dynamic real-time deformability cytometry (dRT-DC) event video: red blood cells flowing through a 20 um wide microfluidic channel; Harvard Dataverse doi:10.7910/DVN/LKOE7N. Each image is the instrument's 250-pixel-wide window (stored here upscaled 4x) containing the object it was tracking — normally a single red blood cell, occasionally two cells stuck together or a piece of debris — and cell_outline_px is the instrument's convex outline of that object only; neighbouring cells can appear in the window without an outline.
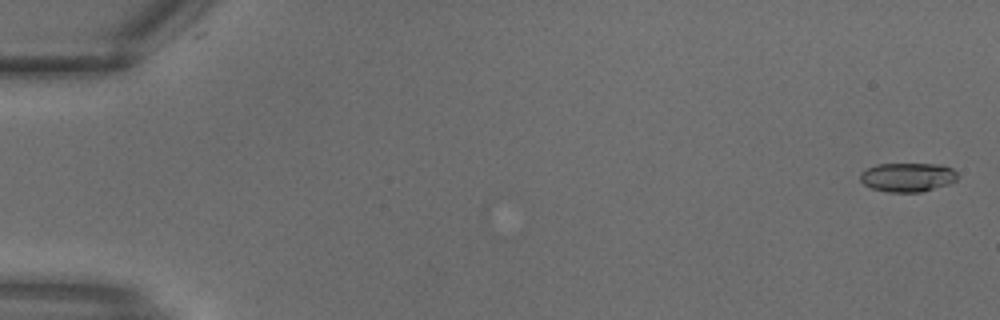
{"species": "common noctule bat (a hibernating species)", "species_latin": "Nyctalus noctula", "temperature_condition": "warm", "stored_images_in_passage": 19, "camera_frame_rate_fps": 3000, "um_per_image_px": 0.085, "animal": {"sex": "male", "body_mass_g": 18.8}, "frame": {"image": 1, "passage_image": 1, "time_ms": 0.0, "image_size_px": [1000, 320], "cell_outline_px": [[956, 180], [948, 184], [920, 192], [888, 192], [872, 188], [864, 184], [860, 180], [860, 172], [876, 164], [940, 164], [952, 168], [956, 172]], "centroid_in_image_um": [77.12, 15.06], "position_along_channel_um": 7.9, "area_um2": 16.36}}
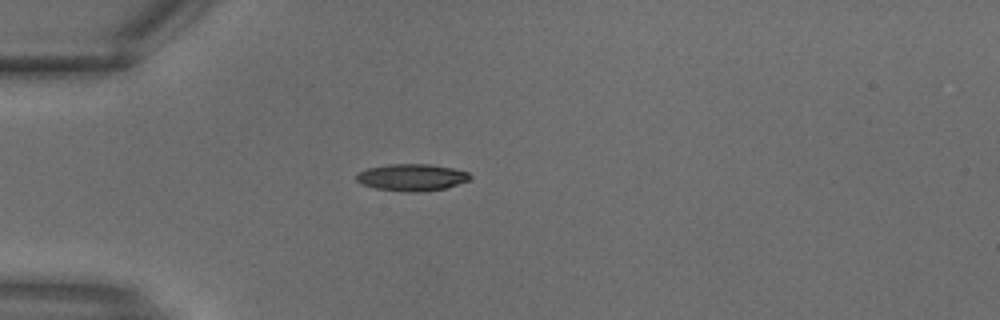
{"frame": {"image": 2, "passage_image": 9, "time_ms": 2.667, "image_size_px": [1000, 320], "cell_outline_px": [[472, 176], [468, 180], [448, 188], [424, 192], [408, 192], [376, 188], [360, 184], [356, 180], [356, 176], [360, 172], [368, 168], [388, 164], [428, 164], [452, 168], [468, 172]], "centroid_in_image_um": [35.01, 15.08], "position_along_channel_um": 50.0, "area_um2": 17.86}}
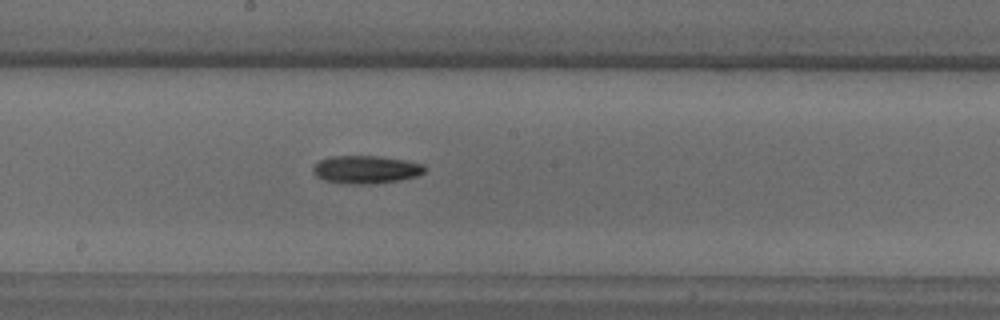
{"frame": {"image": 3, "passage_image": 17, "time_ms": 5.333, "image_size_px": [1000, 320], "cell_outline_px": [[428, 168], [420, 176], [400, 180], [372, 184], [344, 184], [324, 180], [316, 176], [312, 172], [312, 168], [320, 160], [328, 156], [376, 156], [404, 160], [424, 164]], "centroid_in_image_um": [31.12, 14.42], "position_along_channel_um": 217.1, "area_um2": 18.44}}